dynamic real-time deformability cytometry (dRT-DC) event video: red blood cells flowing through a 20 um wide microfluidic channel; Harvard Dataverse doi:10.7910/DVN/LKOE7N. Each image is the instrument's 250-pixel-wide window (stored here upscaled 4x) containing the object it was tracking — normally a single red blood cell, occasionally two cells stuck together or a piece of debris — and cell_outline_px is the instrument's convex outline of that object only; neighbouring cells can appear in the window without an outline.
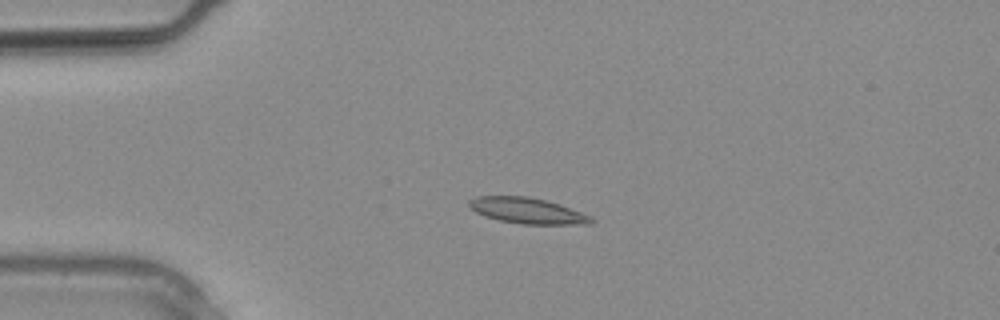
{"species": "common noctule bat (a hibernating species)", "species_latin": "Nyctalus noctula", "temperature_condition": "warm", "stored_images_in_passage": 2, "camera_frame_rate_fps": 3000, "um_per_image_px": 0.085, "animal": {"sex": "male", "body_mass_g": 20.4}, "frame": {"image": 1, "passage_image": 2, "time_ms": 0.333, "image_size_px": [1000, 320], "cell_outline_px": [[596, 220], [592, 224], [524, 224], [500, 220], [484, 216], [476, 212], [468, 204], [468, 200], [476, 196], [528, 196], [560, 204], [592, 216]], "centroid_in_image_um": [44.85, 17.9], "position_along_channel_um": 40.1, "area_um2": 18.38}}